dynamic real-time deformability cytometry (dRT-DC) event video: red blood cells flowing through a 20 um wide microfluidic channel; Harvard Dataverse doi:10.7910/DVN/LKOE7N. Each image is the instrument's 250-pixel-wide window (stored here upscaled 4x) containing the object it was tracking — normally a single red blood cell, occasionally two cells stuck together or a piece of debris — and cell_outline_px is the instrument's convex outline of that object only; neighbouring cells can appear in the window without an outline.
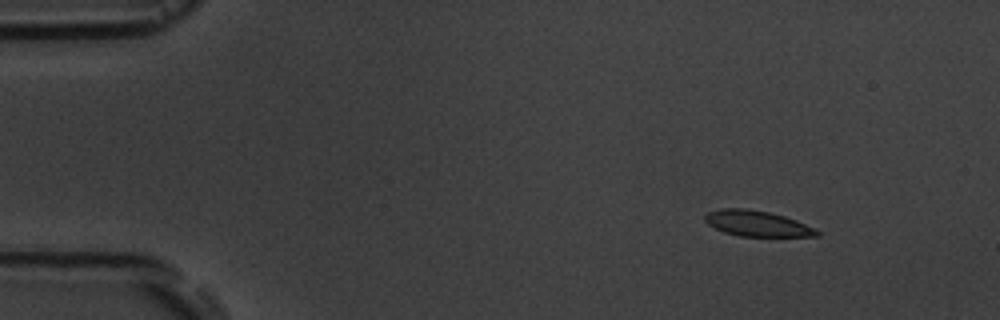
{"species": "common noctule bat (a hibernating species)", "species_latin": "Nyctalus noctula", "temperature_condition": "room temperature", "stored_images_in_passage": 5, "camera_frame_rate_fps": 3000, "um_per_image_px": 0.085, "animal": {"sex": "male", "body_mass_g": 19.5, "forearm_length_mm": 54.6}, "frame": {"image": 1, "passage_image": 1, "time_ms": 0.0, "image_size_px": [1000, 320], "cell_outline_px": [[820, 236], [740, 236], [724, 232], [708, 224], [704, 220], [704, 216], [708, 212], [720, 208], [744, 208], [768, 212], [784, 216], [796, 220], [820, 232]], "centroid_in_image_um": [64.31, 18.99], "position_along_channel_um": 20.7, "area_um2": 16.53}}
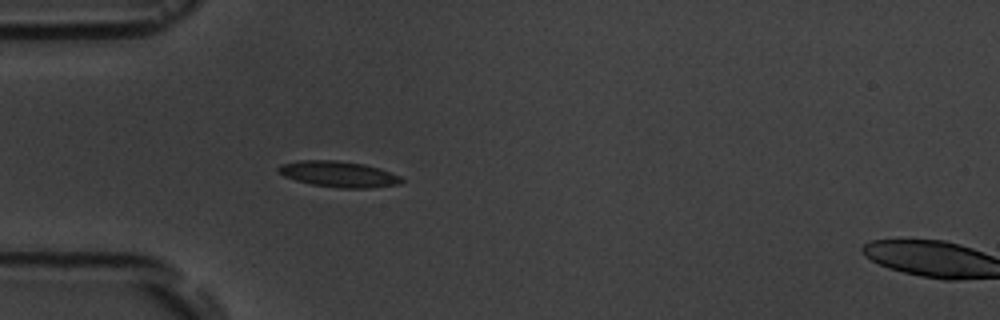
{"frame": {"image": 2, "passage_image": 4, "time_ms": 3.333, "image_size_px": [1000, 320], "cell_outline_px": [[404, 180], [400, 184], [368, 188], [340, 188], [312, 184], [296, 180], [284, 176], [276, 172], [276, 168], [280, 164], [300, 160], [336, 160], [364, 164], [400, 176]], "centroid_in_image_um": [28.72, 14.8], "position_along_channel_um": 56.3, "area_um2": 18.5}}